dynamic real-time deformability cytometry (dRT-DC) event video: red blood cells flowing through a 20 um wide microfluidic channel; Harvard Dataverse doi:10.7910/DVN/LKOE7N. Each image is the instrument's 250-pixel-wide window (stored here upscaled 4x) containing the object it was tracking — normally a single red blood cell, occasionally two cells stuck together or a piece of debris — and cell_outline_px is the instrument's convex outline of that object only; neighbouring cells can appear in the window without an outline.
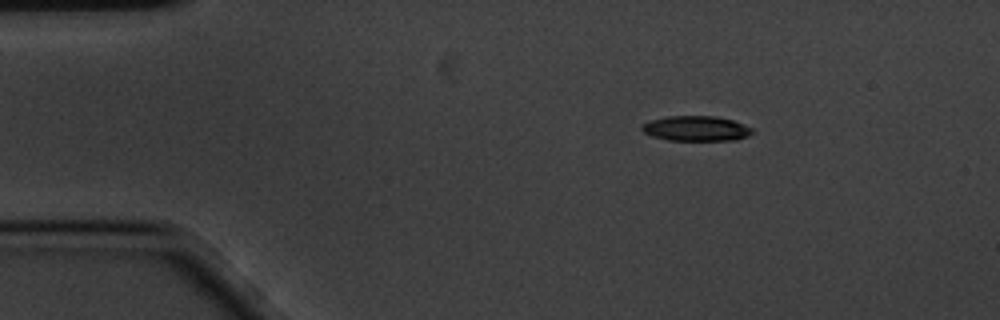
{"species": "common noctule bat (a hibernating species)", "species_latin": "Nyctalus noctula", "temperature_condition": "cold", "stored_images_in_passage": 3, "camera_frame_rate_fps": 3000, "um_per_image_px": 0.085, "animal": {"sex": "male", "body_mass_g": 20.1, "forearm_length_mm": 53.5}, "frame": {"image": 1, "passage_image": 1, "time_ms": 0.0, "image_size_px": [1000, 320], "cell_outline_px": [[756, 132], [748, 136], [736, 140], [668, 140], [652, 136], [644, 132], [640, 128], [644, 124], [652, 120], [668, 116], [716, 116], [732, 120], [752, 128]], "centroid_in_image_um": [59.21, 10.92], "position_along_channel_um": 25.8, "area_um2": 16.07}}